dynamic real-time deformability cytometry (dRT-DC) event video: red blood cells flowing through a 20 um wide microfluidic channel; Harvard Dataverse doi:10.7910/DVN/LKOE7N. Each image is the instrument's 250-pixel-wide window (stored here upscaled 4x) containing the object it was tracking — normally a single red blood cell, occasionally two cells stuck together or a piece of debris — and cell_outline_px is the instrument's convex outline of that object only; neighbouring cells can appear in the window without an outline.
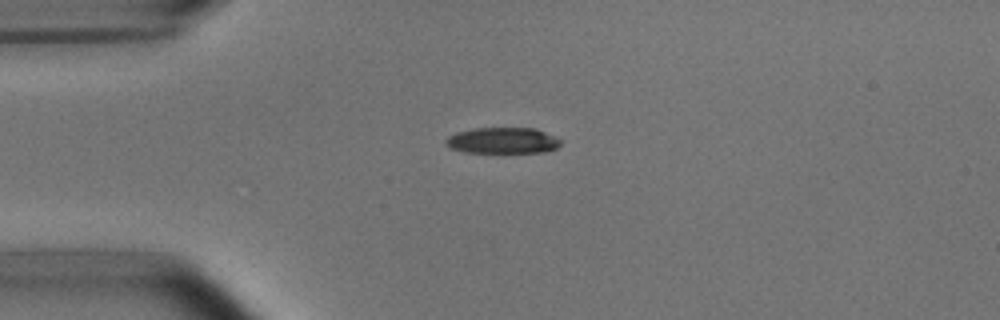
{"species": "common noctule bat (a hibernating species)", "species_latin": "Nyctalus noctula", "temperature_condition": "room temperature", "stored_images_in_passage": 4, "camera_frame_rate_fps": 3000, "um_per_image_px": 0.085, "animal": {"sex": "male", "body_mass_g": 15.6}, "frame": {"image": 1, "passage_image": 1, "time_ms": 0.0, "image_size_px": [1000, 320], "cell_outline_px": [[560, 144], [556, 148], [544, 152], [464, 152], [448, 148], [444, 144], [444, 140], [448, 136], [456, 132], [476, 128], [536, 128], [560, 140]], "centroid_in_image_um": [42.65, 11.94], "position_along_channel_um": 42.4, "area_um2": 17.4}}
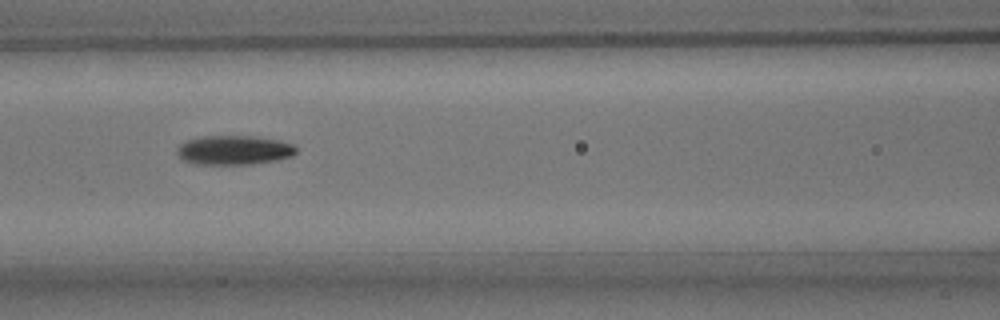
{"frame": {"image": 2, "passage_image": 4, "time_ms": 3.333, "image_size_px": [1000, 320], "cell_outline_px": [[296, 152], [292, 156], [276, 160], [252, 164], [192, 164], [184, 160], [176, 152], [176, 148], [180, 144], [188, 140], [204, 136], [252, 136], [276, 140], [292, 144], [296, 148]], "centroid_in_image_um": [19.86, 12.76], "position_along_channel_um": 146.7, "area_um2": 20.17}}